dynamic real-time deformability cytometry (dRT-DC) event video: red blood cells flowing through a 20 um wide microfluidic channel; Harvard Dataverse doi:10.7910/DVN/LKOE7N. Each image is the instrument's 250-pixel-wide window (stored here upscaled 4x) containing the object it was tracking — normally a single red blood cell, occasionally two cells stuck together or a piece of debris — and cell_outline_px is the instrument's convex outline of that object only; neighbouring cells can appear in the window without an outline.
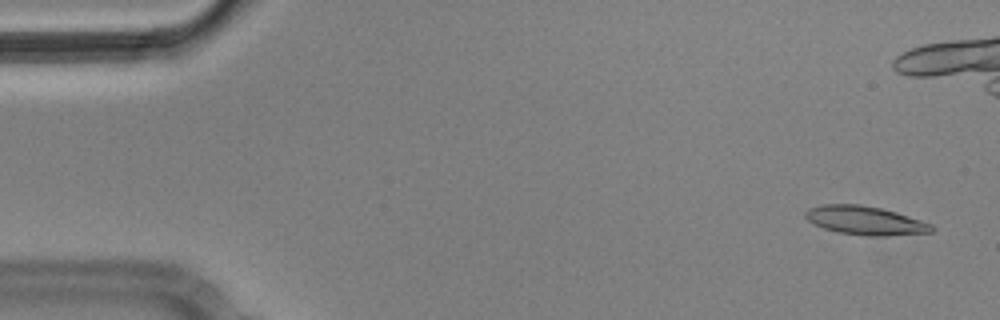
{"species": "Egyptian fruit bat (a non-hibernating species)", "species_latin": "Rousettus aegyptiacus", "temperature_condition": "cold", "stored_images_in_passage": 5, "camera_frame_rate_fps": 3000, "um_per_image_px": 0.085, "animal": {"sex": "male"}, "frame": {"image": 1, "passage_image": 1, "time_ms": 0.0, "image_size_px": [1000, 320], "cell_outline_px": [[936, 228], [932, 232], [888, 236], [868, 236], [840, 232], [824, 228], [808, 220], [804, 216], [804, 212], [808, 208], [824, 204], [860, 204], [880, 208], [896, 212], [932, 224]], "centroid_in_image_um": [73.56, 18.74], "position_along_channel_um": 11.4, "area_um2": 21.04}}